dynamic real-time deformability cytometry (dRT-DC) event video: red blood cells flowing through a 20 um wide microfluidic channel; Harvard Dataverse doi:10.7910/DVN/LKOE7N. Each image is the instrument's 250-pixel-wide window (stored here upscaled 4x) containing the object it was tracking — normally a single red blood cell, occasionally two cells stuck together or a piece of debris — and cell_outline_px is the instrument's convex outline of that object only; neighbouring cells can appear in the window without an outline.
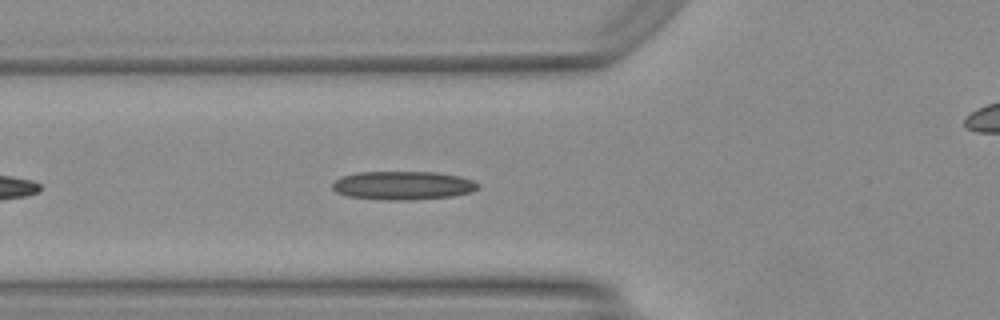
{"species": "Egyptian fruit bat (a non-hibernating species)", "species_latin": "Rousettus aegyptiacus", "temperature_condition": "warm", "stored_images_in_passage": 12, "camera_frame_rate_fps": 3000, "um_per_image_px": 0.085, "animal": {"sex": "female"}, "frame": {"image": 1, "passage_image": 6, "time_ms": 1.667, "image_size_px": [1000, 320], "cell_outline_px": [[480, 184], [476, 188], [468, 192], [452, 196], [404, 200], [388, 200], [348, 196], [336, 192], [332, 188], [332, 184], [340, 176], [356, 172], [436, 172], [460, 176], [472, 180]], "centroid_in_image_um": [34.2, 15.75], "position_along_channel_um": 91.6, "area_um2": 24.04}}